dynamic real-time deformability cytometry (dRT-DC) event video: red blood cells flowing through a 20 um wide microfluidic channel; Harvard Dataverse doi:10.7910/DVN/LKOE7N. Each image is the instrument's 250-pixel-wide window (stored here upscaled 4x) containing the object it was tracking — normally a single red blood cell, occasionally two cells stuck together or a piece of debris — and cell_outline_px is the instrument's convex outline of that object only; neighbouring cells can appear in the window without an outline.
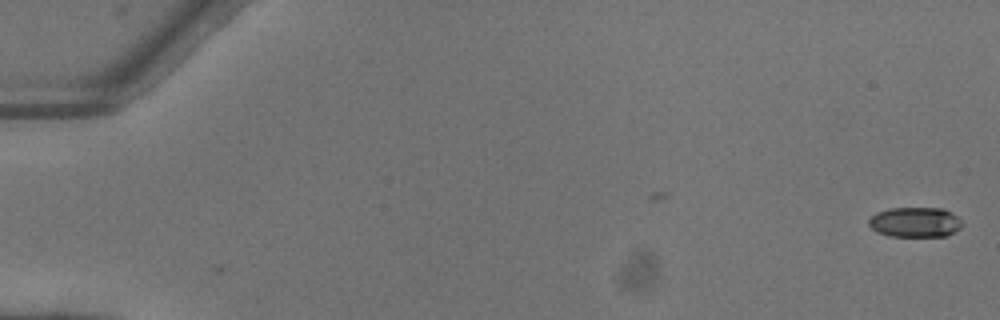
{"species": "common noctule bat (a hibernating species)", "species_latin": "Nyctalus noctula", "temperature_condition": "warm", "stored_images_in_passage": 5, "camera_frame_rate_fps": 3000, "um_per_image_px": 0.085, "animal": {"sex": "female"}, "frame": {"image": 1, "passage_image": 5, "time_ms": 1.333, "image_size_px": [1000, 320], "cell_outline_px": [[964, 224], [960, 228], [944, 236], [888, 236], [876, 232], [868, 224], [868, 220], [876, 212], [888, 208], [944, 208], [952, 212]], "centroid_in_image_um": [77.76, 18.87], "position_along_channel_um": 7.2, "area_um2": 16.42}}